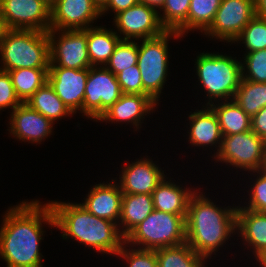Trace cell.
Instances as JSON below:
<instances>
[{"label": "cell", "instance_id": "cell-1", "mask_svg": "<svg viewBox=\"0 0 266 267\" xmlns=\"http://www.w3.org/2000/svg\"><path fill=\"white\" fill-rule=\"evenodd\" d=\"M21 203L5 214L0 229V256L7 267H42V223L55 226L52 209L49 203L41 206L38 200Z\"/></svg>", "mask_w": 266, "mask_h": 267}, {"label": "cell", "instance_id": "cell-2", "mask_svg": "<svg viewBox=\"0 0 266 267\" xmlns=\"http://www.w3.org/2000/svg\"><path fill=\"white\" fill-rule=\"evenodd\" d=\"M56 228L63 239L70 236L88 247L116 255L125 243L117 223L92 215L80 204L49 202ZM125 243V244H124Z\"/></svg>", "mask_w": 266, "mask_h": 267}, {"label": "cell", "instance_id": "cell-3", "mask_svg": "<svg viewBox=\"0 0 266 267\" xmlns=\"http://www.w3.org/2000/svg\"><path fill=\"white\" fill-rule=\"evenodd\" d=\"M195 192L189 199L186 242L199 255L208 258L236 230L234 208H219L211 199Z\"/></svg>", "mask_w": 266, "mask_h": 267}, {"label": "cell", "instance_id": "cell-4", "mask_svg": "<svg viewBox=\"0 0 266 267\" xmlns=\"http://www.w3.org/2000/svg\"><path fill=\"white\" fill-rule=\"evenodd\" d=\"M1 70L49 68L48 33L36 30L6 29L0 40Z\"/></svg>", "mask_w": 266, "mask_h": 267}, {"label": "cell", "instance_id": "cell-5", "mask_svg": "<svg viewBox=\"0 0 266 267\" xmlns=\"http://www.w3.org/2000/svg\"><path fill=\"white\" fill-rule=\"evenodd\" d=\"M195 65L198 79L207 90L209 100L211 99L207 106L212 104V98L214 101L217 98L233 100L242 79L239 61L223 54L201 53L197 56Z\"/></svg>", "mask_w": 266, "mask_h": 267}, {"label": "cell", "instance_id": "cell-6", "mask_svg": "<svg viewBox=\"0 0 266 267\" xmlns=\"http://www.w3.org/2000/svg\"><path fill=\"white\" fill-rule=\"evenodd\" d=\"M186 242V218L155 210L126 237L125 243L143 245L140 249L156 250Z\"/></svg>", "mask_w": 266, "mask_h": 267}, {"label": "cell", "instance_id": "cell-7", "mask_svg": "<svg viewBox=\"0 0 266 267\" xmlns=\"http://www.w3.org/2000/svg\"><path fill=\"white\" fill-rule=\"evenodd\" d=\"M170 36L181 37L176 31H165L160 36L143 39L138 45L137 65L140 70L144 95L159 101L168 70V41Z\"/></svg>", "mask_w": 266, "mask_h": 267}, {"label": "cell", "instance_id": "cell-8", "mask_svg": "<svg viewBox=\"0 0 266 267\" xmlns=\"http://www.w3.org/2000/svg\"><path fill=\"white\" fill-rule=\"evenodd\" d=\"M234 167L256 172L266 168V141L252 130L223 136L219 153L215 156Z\"/></svg>", "mask_w": 266, "mask_h": 267}, {"label": "cell", "instance_id": "cell-9", "mask_svg": "<svg viewBox=\"0 0 266 267\" xmlns=\"http://www.w3.org/2000/svg\"><path fill=\"white\" fill-rule=\"evenodd\" d=\"M117 77L105 66L89 68L83 103L84 116L98 120L122 95Z\"/></svg>", "mask_w": 266, "mask_h": 267}, {"label": "cell", "instance_id": "cell-10", "mask_svg": "<svg viewBox=\"0 0 266 267\" xmlns=\"http://www.w3.org/2000/svg\"><path fill=\"white\" fill-rule=\"evenodd\" d=\"M58 40H55L57 30H49V67L72 69L90 68L91 63L87 50V29L61 30ZM58 64V65H57Z\"/></svg>", "mask_w": 266, "mask_h": 267}, {"label": "cell", "instance_id": "cell-11", "mask_svg": "<svg viewBox=\"0 0 266 267\" xmlns=\"http://www.w3.org/2000/svg\"><path fill=\"white\" fill-rule=\"evenodd\" d=\"M6 29L50 30V7L42 0H0Z\"/></svg>", "mask_w": 266, "mask_h": 267}, {"label": "cell", "instance_id": "cell-12", "mask_svg": "<svg viewBox=\"0 0 266 267\" xmlns=\"http://www.w3.org/2000/svg\"><path fill=\"white\" fill-rule=\"evenodd\" d=\"M254 0H222L205 35L232 43L255 16Z\"/></svg>", "mask_w": 266, "mask_h": 267}, {"label": "cell", "instance_id": "cell-13", "mask_svg": "<svg viewBox=\"0 0 266 267\" xmlns=\"http://www.w3.org/2000/svg\"><path fill=\"white\" fill-rule=\"evenodd\" d=\"M158 13L156 9L140 2L117 13L114 17L115 26L120 34L125 35L121 39H149L163 34L166 29L162 26Z\"/></svg>", "mask_w": 266, "mask_h": 267}, {"label": "cell", "instance_id": "cell-14", "mask_svg": "<svg viewBox=\"0 0 266 267\" xmlns=\"http://www.w3.org/2000/svg\"><path fill=\"white\" fill-rule=\"evenodd\" d=\"M99 15L92 0H57L50 8V30H84Z\"/></svg>", "mask_w": 266, "mask_h": 267}, {"label": "cell", "instance_id": "cell-15", "mask_svg": "<svg viewBox=\"0 0 266 267\" xmlns=\"http://www.w3.org/2000/svg\"><path fill=\"white\" fill-rule=\"evenodd\" d=\"M88 72L89 68L49 67L48 82L72 113H76V110L83 113Z\"/></svg>", "mask_w": 266, "mask_h": 267}, {"label": "cell", "instance_id": "cell-16", "mask_svg": "<svg viewBox=\"0 0 266 267\" xmlns=\"http://www.w3.org/2000/svg\"><path fill=\"white\" fill-rule=\"evenodd\" d=\"M11 115L9 132L16 139L40 143L52 133L53 122L26 103H21Z\"/></svg>", "mask_w": 266, "mask_h": 267}, {"label": "cell", "instance_id": "cell-17", "mask_svg": "<svg viewBox=\"0 0 266 267\" xmlns=\"http://www.w3.org/2000/svg\"><path fill=\"white\" fill-rule=\"evenodd\" d=\"M120 176L123 194H152L165 179L164 173L152 160L143 158L124 167Z\"/></svg>", "mask_w": 266, "mask_h": 267}, {"label": "cell", "instance_id": "cell-18", "mask_svg": "<svg viewBox=\"0 0 266 267\" xmlns=\"http://www.w3.org/2000/svg\"><path fill=\"white\" fill-rule=\"evenodd\" d=\"M81 205L98 218L119 222L123 193L114 182L96 184ZM116 220H118L116 222Z\"/></svg>", "mask_w": 266, "mask_h": 267}, {"label": "cell", "instance_id": "cell-19", "mask_svg": "<svg viewBox=\"0 0 266 267\" xmlns=\"http://www.w3.org/2000/svg\"><path fill=\"white\" fill-rule=\"evenodd\" d=\"M156 102L144 94H122L121 97L107 109L98 120L109 122H130L137 129L143 116L155 108Z\"/></svg>", "mask_w": 266, "mask_h": 267}, {"label": "cell", "instance_id": "cell-20", "mask_svg": "<svg viewBox=\"0 0 266 267\" xmlns=\"http://www.w3.org/2000/svg\"><path fill=\"white\" fill-rule=\"evenodd\" d=\"M190 132L189 141L192 145L206 147L219 144L216 155L219 153L223 135L221 133L217 115L211 107L198 110L189 115ZM219 141V142H218Z\"/></svg>", "mask_w": 266, "mask_h": 267}, {"label": "cell", "instance_id": "cell-21", "mask_svg": "<svg viewBox=\"0 0 266 267\" xmlns=\"http://www.w3.org/2000/svg\"><path fill=\"white\" fill-rule=\"evenodd\" d=\"M236 230L248 243L250 248L255 249L257 259L266 251V212H257L237 206Z\"/></svg>", "mask_w": 266, "mask_h": 267}, {"label": "cell", "instance_id": "cell-22", "mask_svg": "<svg viewBox=\"0 0 266 267\" xmlns=\"http://www.w3.org/2000/svg\"><path fill=\"white\" fill-rule=\"evenodd\" d=\"M195 192L164 179L152 192L154 209L187 217L188 202Z\"/></svg>", "mask_w": 266, "mask_h": 267}, {"label": "cell", "instance_id": "cell-23", "mask_svg": "<svg viewBox=\"0 0 266 267\" xmlns=\"http://www.w3.org/2000/svg\"><path fill=\"white\" fill-rule=\"evenodd\" d=\"M121 40L115 31L100 26L87 28V50L91 66H106Z\"/></svg>", "mask_w": 266, "mask_h": 267}, {"label": "cell", "instance_id": "cell-24", "mask_svg": "<svg viewBox=\"0 0 266 267\" xmlns=\"http://www.w3.org/2000/svg\"><path fill=\"white\" fill-rule=\"evenodd\" d=\"M154 211L151 194H123L121 220L124 225L121 234L126 237L138 224L144 221Z\"/></svg>", "mask_w": 266, "mask_h": 267}, {"label": "cell", "instance_id": "cell-25", "mask_svg": "<svg viewBox=\"0 0 266 267\" xmlns=\"http://www.w3.org/2000/svg\"><path fill=\"white\" fill-rule=\"evenodd\" d=\"M217 115L223 136L251 130V117L234 101L209 105Z\"/></svg>", "mask_w": 266, "mask_h": 267}, {"label": "cell", "instance_id": "cell-26", "mask_svg": "<svg viewBox=\"0 0 266 267\" xmlns=\"http://www.w3.org/2000/svg\"><path fill=\"white\" fill-rule=\"evenodd\" d=\"M25 103L53 123L59 118L73 114L55 93L49 82L40 87Z\"/></svg>", "mask_w": 266, "mask_h": 267}, {"label": "cell", "instance_id": "cell-27", "mask_svg": "<svg viewBox=\"0 0 266 267\" xmlns=\"http://www.w3.org/2000/svg\"><path fill=\"white\" fill-rule=\"evenodd\" d=\"M48 70L49 68H19L8 71L15 93L22 103L48 82Z\"/></svg>", "mask_w": 266, "mask_h": 267}, {"label": "cell", "instance_id": "cell-28", "mask_svg": "<svg viewBox=\"0 0 266 267\" xmlns=\"http://www.w3.org/2000/svg\"><path fill=\"white\" fill-rule=\"evenodd\" d=\"M158 267H205V257L197 254L185 242L177 246L156 249Z\"/></svg>", "mask_w": 266, "mask_h": 267}, {"label": "cell", "instance_id": "cell-29", "mask_svg": "<svg viewBox=\"0 0 266 267\" xmlns=\"http://www.w3.org/2000/svg\"><path fill=\"white\" fill-rule=\"evenodd\" d=\"M222 0H191L187 21L176 31L182 36L188 30L205 32L216 15Z\"/></svg>", "mask_w": 266, "mask_h": 267}, {"label": "cell", "instance_id": "cell-30", "mask_svg": "<svg viewBox=\"0 0 266 267\" xmlns=\"http://www.w3.org/2000/svg\"><path fill=\"white\" fill-rule=\"evenodd\" d=\"M233 100L252 117L266 106V83L241 79Z\"/></svg>", "mask_w": 266, "mask_h": 267}, {"label": "cell", "instance_id": "cell-31", "mask_svg": "<svg viewBox=\"0 0 266 267\" xmlns=\"http://www.w3.org/2000/svg\"><path fill=\"white\" fill-rule=\"evenodd\" d=\"M138 44L133 40H121L105 66L115 76L130 66L137 65Z\"/></svg>", "mask_w": 266, "mask_h": 267}, {"label": "cell", "instance_id": "cell-32", "mask_svg": "<svg viewBox=\"0 0 266 267\" xmlns=\"http://www.w3.org/2000/svg\"><path fill=\"white\" fill-rule=\"evenodd\" d=\"M191 0H165L160 21L166 31H177L186 21Z\"/></svg>", "mask_w": 266, "mask_h": 267}, {"label": "cell", "instance_id": "cell-33", "mask_svg": "<svg viewBox=\"0 0 266 267\" xmlns=\"http://www.w3.org/2000/svg\"><path fill=\"white\" fill-rule=\"evenodd\" d=\"M235 41H243L247 52L266 49V19L255 15Z\"/></svg>", "mask_w": 266, "mask_h": 267}, {"label": "cell", "instance_id": "cell-34", "mask_svg": "<svg viewBox=\"0 0 266 267\" xmlns=\"http://www.w3.org/2000/svg\"><path fill=\"white\" fill-rule=\"evenodd\" d=\"M246 53L243 62L246 65L241 63L242 79L257 83H266V49ZM244 66L247 68L246 73Z\"/></svg>", "mask_w": 266, "mask_h": 267}, {"label": "cell", "instance_id": "cell-35", "mask_svg": "<svg viewBox=\"0 0 266 267\" xmlns=\"http://www.w3.org/2000/svg\"><path fill=\"white\" fill-rule=\"evenodd\" d=\"M125 246L116 254L128 262V267H158L156 250L149 249H125ZM130 250V251H128Z\"/></svg>", "mask_w": 266, "mask_h": 267}, {"label": "cell", "instance_id": "cell-36", "mask_svg": "<svg viewBox=\"0 0 266 267\" xmlns=\"http://www.w3.org/2000/svg\"><path fill=\"white\" fill-rule=\"evenodd\" d=\"M116 77L123 94H144L138 65L122 70Z\"/></svg>", "mask_w": 266, "mask_h": 267}, {"label": "cell", "instance_id": "cell-37", "mask_svg": "<svg viewBox=\"0 0 266 267\" xmlns=\"http://www.w3.org/2000/svg\"><path fill=\"white\" fill-rule=\"evenodd\" d=\"M259 173L257 176L256 183L251 190L250 200L248 201L249 206L244 207L248 210L257 212H266V168L256 171Z\"/></svg>", "mask_w": 266, "mask_h": 267}, {"label": "cell", "instance_id": "cell-38", "mask_svg": "<svg viewBox=\"0 0 266 267\" xmlns=\"http://www.w3.org/2000/svg\"><path fill=\"white\" fill-rule=\"evenodd\" d=\"M22 102L17 97L8 71L0 69V110L12 108V111Z\"/></svg>", "mask_w": 266, "mask_h": 267}, {"label": "cell", "instance_id": "cell-39", "mask_svg": "<svg viewBox=\"0 0 266 267\" xmlns=\"http://www.w3.org/2000/svg\"><path fill=\"white\" fill-rule=\"evenodd\" d=\"M251 130L266 141V106L251 117Z\"/></svg>", "mask_w": 266, "mask_h": 267}, {"label": "cell", "instance_id": "cell-40", "mask_svg": "<svg viewBox=\"0 0 266 267\" xmlns=\"http://www.w3.org/2000/svg\"><path fill=\"white\" fill-rule=\"evenodd\" d=\"M138 2L139 0H109L107 6L101 11V14L111 8L112 11H115L116 15L117 13L134 6Z\"/></svg>", "mask_w": 266, "mask_h": 267}, {"label": "cell", "instance_id": "cell-41", "mask_svg": "<svg viewBox=\"0 0 266 267\" xmlns=\"http://www.w3.org/2000/svg\"><path fill=\"white\" fill-rule=\"evenodd\" d=\"M255 14L266 19V0H254Z\"/></svg>", "mask_w": 266, "mask_h": 267}, {"label": "cell", "instance_id": "cell-42", "mask_svg": "<svg viewBox=\"0 0 266 267\" xmlns=\"http://www.w3.org/2000/svg\"><path fill=\"white\" fill-rule=\"evenodd\" d=\"M139 2L147 5L148 7H152L156 10L157 8L162 9L165 4V0H139Z\"/></svg>", "mask_w": 266, "mask_h": 267}, {"label": "cell", "instance_id": "cell-43", "mask_svg": "<svg viewBox=\"0 0 266 267\" xmlns=\"http://www.w3.org/2000/svg\"><path fill=\"white\" fill-rule=\"evenodd\" d=\"M108 1L109 0H92L93 4L100 12L107 6Z\"/></svg>", "mask_w": 266, "mask_h": 267}, {"label": "cell", "instance_id": "cell-44", "mask_svg": "<svg viewBox=\"0 0 266 267\" xmlns=\"http://www.w3.org/2000/svg\"><path fill=\"white\" fill-rule=\"evenodd\" d=\"M5 31H6V27H5V25H4L3 17H2V15H1V11H0V40H1V38L3 37Z\"/></svg>", "mask_w": 266, "mask_h": 267}, {"label": "cell", "instance_id": "cell-45", "mask_svg": "<svg viewBox=\"0 0 266 267\" xmlns=\"http://www.w3.org/2000/svg\"><path fill=\"white\" fill-rule=\"evenodd\" d=\"M257 261L260 262L262 267H266V251H264L258 258Z\"/></svg>", "mask_w": 266, "mask_h": 267}, {"label": "cell", "instance_id": "cell-46", "mask_svg": "<svg viewBox=\"0 0 266 267\" xmlns=\"http://www.w3.org/2000/svg\"><path fill=\"white\" fill-rule=\"evenodd\" d=\"M42 1L51 8L57 0H42Z\"/></svg>", "mask_w": 266, "mask_h": 267}]
</instances>
